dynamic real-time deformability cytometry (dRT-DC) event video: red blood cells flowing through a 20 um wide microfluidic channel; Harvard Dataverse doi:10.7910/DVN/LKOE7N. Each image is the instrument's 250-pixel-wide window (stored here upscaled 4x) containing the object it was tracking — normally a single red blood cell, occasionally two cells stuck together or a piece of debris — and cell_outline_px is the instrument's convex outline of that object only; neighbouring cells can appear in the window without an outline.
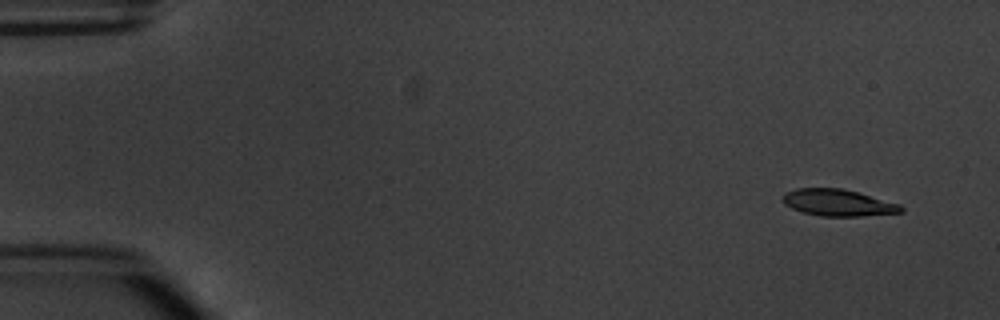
{"species": "common noctule bat (a hibernating species)", "species_latin": "Nyctalus noctula", "temperature_condition": "warm", "stored_images_in_passage": 3, "camera_frame_rate_fps": 3000, "um_per_image_px": 0.085, "animal": {"sex": "male", "body_mass_g": 20.1, "forearm_length_mm": 53.5}, "frame": {"image": 1, "passage_image": 1, "time_ms": 0.0, "image_size_px": [1000, 320], "cell_outline_px": [[904, 212], [860, 216], [820, 216], [804, 212], [792, 208], [784, 204], [780, 200], [780, 196], [784, 192], [796, 188], [840, 188], [856, 192], [900, 204], [904, 208]], "centroid_in_image_um": [71.18, 17.22], "position_along_channel_um": 13.8, "area_um2": 18.44}}